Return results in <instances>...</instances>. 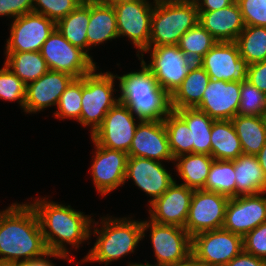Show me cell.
I'll list each match as a JSON object with an SVG mask.
<instances>
[{
	"label": "cell",
	"mask_w": 266,
	"mask_h": 266,
	"mask_svg": "<svg viewBox=\"0 0 266 266\" xmlns=\"http://www.w3.org/2000/svg\"><path fill=\"white\" fill-rule=\"evenodd\" d=\"M154 4L149 0H131L113 5L118 36L131 40L138 57L149 47Z\"/></svg>",
	"instance_id": "8fae6325"
},
{
	"label": "cell",
	"mask_w": 266,
	"mask_h": 266,
	"mask_svg": "<svg viewBox=\"0 0 266 266\" xmlns=\"http://www.w3.org/2000/svg\"><path fill=\"white\" fill-rule=\"evenodd\" d=\"M149 51L151 61L147 64L144 61V53ZM138 58L169 96L181 85L195 64L178 45L149 46Z\"/></svg>",
	"instance_id": "52a82bcc"
},
{
	"label": "cell",
	"mask_w": 266,
	"mask_h": 266,
	"mask_svg": "<svg viewBox=\"0 0 266 266\" xmlns=\"http://www.w3.org/2000/svg\"><path fill=\"white\" fill-rule=\"evenodd\" d=\"M101 3H105V4H110V5H114L118 2H122V1H131V0H98Z\"/></svg>",
	"instance_id": "816d5d0a"
},
{
	"label": "cell",
	"mask_w": 266,
	"mask_h": 266,
	"mask_svg": "<svg viewBox=\"0 0 266 266\" xmlns=\"http://www.w3.org/2000/svg\"><path fill=\"white\" fill-rule=\"evenodd\" d=\"M34 0H0V16L13 20L26 13L33 12Z\"/></svg>",
	"instance_id": "7bdbcfd3"
},
{
	"label": "cell",
	"mask_w": 266,
	"mask_h": 266,
	"mask_svg": "<svg viewBox=\"0 0 266 266\" xmlns=\"http://www.w3.org/2000/svg\"><path fill=\"white\" fill-rule=\"evenodd\" d=\"M236 43L248 64L266 60V27L245 26Z\"/></svg>",
	"instance_id": "d6a6232c"
},
{
	"label": "cell",
	"mask_w": 266,
	"mask_h": 266,
	"mask_svg": "<svg viewBox=\"0 0 266 266\" xmlns=\"http://www.w3.org/2000/svg\"><path fill=\"white\" fill-rule=\"evenodd\" d=\"M213 157L207 154L190 153L174 159L176 172L185 185L191 189H203L207 180Z\"/></svg>",
	"instance_id": "f1b7e54d"
},
{
	"label": "cell",
	"mask_w": 266,
	"mask_h": 266,
	"mask_svg": "<svg viewBox=\"0 0 266 266\" xmlns=\"http://www.w3.org/2000/svg\"><path fill=\"white\" fill-rule=\"evenodd\" d=\"M198 63L210 79L239 83L247 80L249 64L240 56L236 42H217Z\"/></svg>",
	"instance_id": "9a60e30c"
},
{
	"label": "cell",
	"mask_w": 266,
	"mask_h": 266,
	"mask_svg": "<svg viewBox=\"0 0 266 266\" xmlns=\"http://www.w3.org/2000/svg\"><path fill=\"white\" fill-rule=\"evenodd\" d=\"M95 153L90 167L96 191L102 197L125 184L128 154L124 151L93 144Z\"/></svg>",
	"instance_id": "2e32d148"
},
{
	"label": "cell",
	"mask_w": 266,
	"mask_h": 266,
	"mask_svg": "<svg viewBox=\"0 0 266 266\" xmlns=\"http://www.w3.org/2000/svg\"><path fill=\"white\" fill-rule=\"evenodd\" d=\"M264 222H266V192L230 198L222 228L244 237Z\"/></svg>",
	"instance_id": "e0dca14e"
},
{
	"label": "cell",
	"mask_w": 266,
	"mask_h": 266,
	"mask_svg": "<svg viewBox=\"0 0 266 266\" xmlns=\"http://www.w3.org/2000/svg\"><path fill=\"white\" fill-rule=\"evenodd\" d=\"M56 28V23L46 16L30 12L15 18L10 25V35L5 52H37Z\"/></svg>",
	"instance_id": "5bb4252c"
},
{
	"label": "cell",
	"mask_w": 266,
	"mask_h": 266,
	"mask_svg": "<svg viewBox=\"0 0 266 266\" xmlns=\"http://www.w3.org/2000/svg\"><path fill=\"white\" fill-rule=\"evenodd\" d=\"M140 122L126 105L118 102L91 134L92 143L128 153Z\"/></svg>",
	"instance_id": "7c38bea8"
},
{
	"label": "cell",
	"mask_w": 266,
	"mask_h": 266,
	"mask_svg": "<svg viewBox=\"0 0 266 266\" xmlns=\"http://www.w3.org/2000/svg\"><path fill=\"white\" fill-rule=\"evenodd\" d=\"M159 1H165V0H153V2H159Z\"/></svg>",
	"instance_id": "9f6ffc18"
},
{
	"label": "cell",
	"mask_w": 266,
	"mask_h": 266,
	"mask_svg": "<svg viewBox=\"0 0 266 266\" xmlns=\"http://www.w3.org/2000/svg\"><path fill=\"white\" fill-rule=\"evenodd\" d=\"M48 253L36 211L26 202L0 211V264L19 265Z\"/></svg>",
	"instance_id": "6da1fadb"
},
{
	"label": "cell",
	"mask_w": 266,
	"mask_h": 266,
	"mask_svg": "<svg viewBox=\"0 0 266 266\" xmlns=\"http://www.w3.org/2000/svg\"><path fill=\"white\" fill-rule=\"evenodd\" d=\"M74 79L70 74L48 70L37 80L26 85L24 112L35 114L57 106L61 94Z\"/></svg>",
	"instance_id": "7402d4cb"
},
{
	"label": "cell",
	"mask_w": 266,
	"mask_h": 266,
	"mask_svg": "<svg viewBox=\"0 0 266 266\" xmlns=\"http://www.w3.org/2000/svg\"><path fill=\"white\" fill-rule=\"evenodd\" d=\"M224 266H266V260L244 250Z\"/></svg>",
	"instance_id": "f6af8a7d"
},
{
	"label": "cell",
	"mask_w": 266,
	"mask_h": 266,
	"mask_svg": "<svg viewBox=\"0 0 266 266\" xmlns=\"http://www.w3.org/2000/svg\"><path fill=\"white\" fill-rule=\"evenodd\" d=\"M81 3L80 0H34L33 12L42 14L57 23Z\"/></svg>",
	"instance_id": "ab89813d"
},
{
	"label": "cell",
	"mask_w": 266,
	"mask_h": 266,
	"mask_svg": "<svg viewBox=\"0 0 266 266\" xmlns=\"http://www.w3.org/2000/svg\"><path fill=\"white\" fill-rule=\"evenodd\" d=\"M177 2L198 6L202 0H176Z\"/></svg>",
	"instance_id": "f907efd6"
},
{
	"label": "cell",
	"mask_w": 266,
	"mask_h": 266,
	"mask_svg": "<svg viewBox=\"0 0 266 266\" xmlns=\"http://www.w3.org/2000/svg\"><path fill=\"white\" fill-rule=\"evenodd\" d=\"M49 70L64 72L74 78L91 73L96 62L82 49L70 44L57 28L49 35L40 49Z\"/></svg>",
	"instance_id": "30bf717a"
},
{
	"label": "cell",
	"mask_w": 266,
	"mask_h": 266,
	"mask_svg": "<svg viewBox=\"0 0 266 266\" xmlns=\"http://www.w3.org/2000/svg\"><path fill=\"white\" fill-rule=\"evenodd\" d=\"M243 154L257 155L266 143V116L236 115L231 119Z\"/></svg>",
	"instance_id": "4316f807"
},
{
	"label": "cell",
	"mask_w": 266,
	"mask_h": 266,
	"mask_svg": "<svg viewBox=\"0 0 266 266\" xmlns=\"http://www.w3.org/2000/svg\"><path fill=\"white\" fill-rule=\"evenodd\" d=\"M243 250V237L223 228L192 237L191 255L200 266H224Z\"/></svg>",
	"instance_id": "9c48e42d"
},
{
	"label": "cell",
	"mask_w": 266,
	"mask_h": 266,
	"mask_svg": "<svg viewBox=\"0 0 266 266\" xmlns=\"http://www.w3.org/2000/svg\"><path fill=\"white\" fill-rule=\"evenodd\" d=\"M5 64L26 85L37 80L48 70L45 59L37 52H4Z\"/></svg>",
	"instance_id": "1f68e13d"
},
{
	"label": "cell",
	"mask_w": 266,
	"mask_h": 266,
	"mask_svg": "<svg viewBox=\"0 0 266 266\" xmlns=\"http://www.w3.org/2000/svg\"><path fill=\"white\" fill-rule=\"evenodd\" d=\"M164 266H200V265L195 260V258L191 255L184 261H181V262H178V263L169 264V265H164Z\"/></svg>",
	"instance_id": "681fc988"
},
{
	"label": "cell",
	"mask_w": 266,
	"mask_h": 266,
	"mask_svg": "<svg viewBox=\"0 0 266 266\" xmlns=\"http://www.w3.org/2000/svg\"><path fill=\"white\" fill-rule=\"evenodd\" d=\"M26 84L4 63L0 69V99L17 101L24 111Z\"/></svg>",
	"instance_id": "f35d334b"
},
{
	"label": "cell",
	"mask_w": 266,
	"mask_h": 266,
	"mask_svg": "<svg viewBox=\"0 0 266 266\" xmlns=\"http://www.w3.org/2000/svg\"><path fill=\"white\" fill-rule=\"evenodd\" d=\"M210 140L211 156L214 160H235L243 154L231 120H214Z\"/></svg>",
	"instance_id": "83f0119b"
},
{
	"label": "cell",
	"mask_w": 266,
	"mask_h": 266,
	"mask_svg": "<svg viewBox=\"0 0 266 266\" xmlns=\"http://www.w3.org/2000/svg\"><path fill=\"white\" fill-rule=\"evenodd\" d=\"M236 0H202L198 11H215L233 4Z\"/></svg>",
	"instance_id": "7dc6e473"
},
{
	"label": "cell",
	"mask_w": 266,
	"mask_h": 266,
	"mask_svg": "<svg viewBox=\"0 0 266 266\" xmlns=\"http://www.w3.org/2000/svg\"><path fill=\"white\" fill-rule=\"evenodd\" d=\"M128 266H155L154 264H149L148 262H146L145 264H143V263H131L130 262V264H128Z\"/></svg>",
	"instance_id": "f5cc1de1"
},
{
	"label": "cell",
	"mask_w": 266,
	"mask_h": 266,
	"mask_svg": "<svg viewBox=\"0 0 266 266\" xmlns=\"http://www.w3.org/2000/svg\"><path fill=\"white\" fill-rule=\"evenodd\" d=\"M131 219L130 217L112 218L107 215L100 219V225H98L99 221L93 220L90 234L97 236V240L81 263L98 262L106 266L114 260L135 252L139 241L143 239L142 220ZM96 226H100V229Z\"/></svg>",
	"instance_id": "277c9868"
},
{
	"label": "cell",
	"mask_w": 266,
	"mask_h": 266,
	"mask_svg": "<svg viewBox=\"0 0 266 266\" xmlns=\"http://www.w3.org/2000/svg\"><path fill=\"white\" fill-rule=\"evenodd\" d=\"M82 77V100L79 124L91 127V134L102 124L107 112L118 102L114 95L115 74L112 72H97ZM97 72V73H96Z\"/></svg>",
	"instance_id": "8992f818"
},
{
	"label": "cell",
	"mask_w": 266,
	"mask_h": 266,
	"mask_svg": "<svg viewBox=\"0 0 266 266\" xmlns=\"http://www.w3.org/2000/svg\"><path fill=\"white\" fill-rule=\"evenodd\" d=\"M81 100L82 78H74L59 98L57 111L53 113L55 118H70L78 122L81 115Z\"/></svg>",
	"instance_id": "8d00e7d4"
},
{
	"label": "cell",
	"mask_w": 266,
	"mask_h": 266,
	"mask_svg": "<svg viewBox=\"0 0 266 266\" xmlns=\"http://www.w3.org/2000/svg\"><path fill=\"white\" fill-rule=\"evenodd\" d=\"M191 130L193 153L211 156V131L214 120L198 108L172 109Z\"/></svg>",
	"instance_id": "f546056e"
},
{
	"label": "cell",
	"mask_w": 266,
	"mask_h": 266,
	"mask_svg": "<svg viewBox=\"0 0 266 266\" xmlns=\"http://www.w3.org/2000/svg\"><path fill=\"white\" fill-rule=\"evenodd\" d=\"M87 54L94 46L119 38L116 22V13L113 5L99 1L90 2V20L87 27Z\"/></svg>",
	"instance_id": "cb8c5ba5"
},
{
	"label": "cell",
	"mask_w": 266,
	"mask_h": 266,
	"mask_svg": "<svg viewBox=\"0 0 266 266\" xmlns=\"http://www.w3.org/2000/svg\"><path fill=\"white\" fill-rule=\"evenodd\" d=\"M245 26L266 27V0H236Z\"/></svg>",
	"instance_id": "60d3db41"
},
{
	"label": "cell",
	"mask_w": 266,
	"mask_h": 266,
	"mask_svg": "<svg viewBox=\"0 0 266 266\" xmlns=\"http://www.w3.org/2000/svg\"><path fill=\"white\" fill-rule=\"evenodd\" d=\"M235 170L233 160H213L203 190L235 197Z\"/></svg>",
	"instance_id": "836d02e7"
},
{
	"label": "cell",
	"mask_w": 266,
	"mask_h": 266,
	"mask_svg": "<svg viewBox=\"0 0 266 266\" xmlns=\"http://www.w3.org/2000/svg\"><path fill=\"white\" fill-rule=\"evenodd\" d=\"M241 83L210 79L197 107L213 120H231L237 115Z\"/></svg>",
	"instance_id": "44dd1931"
},
{
	"label": "cell",
	"mask_w": 266,
	"mask_h": 266,
	"mask_svg": "<svg viewBox=\"0 0 266 266\" xmlns=\"http://www.w3.org/2000/svg\"><path fill=\"white\" fill-rule=\"evenodd\" d=\"M244 251L266 260V222L243 237Z\"/></svg>",
	"instance_id": "b9f144b4"
},
{
	"label": "cell",
	"mask_w": 266,
	"mask_h": 266,
	"mask_svg": "<svg viewBox=\"0 0 266 266\" xmlns=\"http://www.w3.org/2000/svg\"><path fill=\"white\" fill-rule=\"evenodd\" d=\"M0 266H17V265L0 264Z\"/></svg>",
	"instance_id": "11a10c76"
},
{
	"label": "cell",
	"mask_w": 266,
	"mask_h": 266,
	"mask_svg": "<svg viewBox=\"0 0 266 266\" xmlns=\"http://www.w3.org/2000/svg\"><path fill=\"white\" fill-rule=\"evenodd\" d=\"M199 23L197 6L176 0L155 2L149 46L178 45L182 35Z\"/></svg>",
	"instance_id": "5b68a950"
},
{
	"label": "cell",
	"mask_w": 266,
	"mask_h": 266,
	"mask_svg": "<svg viewBox=\"0 0 266 266\" xmlns=\"http://www.w3.org/2000/svg\"><path fill=\"white\" fill-rule=\"evenodd\" d=\"M127 154L128 157H143L174 163L164 121H141Z\"/></svg>",
	"instance_id": "ffe728a7"
},
{
	"label": "cell",
	"mask_w": 266,
	"mask_h": 266,
	"mask_svg": "<svg viewBox=\"0 0 266 266\" xmlns=\"http://www.w3.org/2000/svg\"><path fill=\"white\" fill-rule=\"evenodd\" d=\"M258 162L260 163V167L263 169L266 175V143L261 148L260 152L256 155Z\"/></svg>",
	"instance_id": "c3c4849f"
},
{
	"label": "cell",
	"mask_w": 266,
	"mask_h": 266,
	"mask_svg": "<svg viewBox=\"0 0 266 266\" xmlns=\"http://www.w3.org/2000/svg\"><path fill=\"white\" fill-rule=\"evenodd\" d=\"M150 229V241L157 260L155 266H164L186 260L192 254V237L180 226L142 220L143 238Z\"/></svg>",
	"instance_id": "ba28073f"
},
{
	"label": "cell",
	"mask_w": 266,
	"mask_h": 266,
	"mask_svg": "<svg viewBox=\"0 0 266 266\" xmlns=\"http://www.w3.org/2000/svg\"><path fill=\"white\" fill-rule=\"evenodd\" d=\"M30 205L37 213L48 252L61 253L73 260L66 246L68 244L78 249L90 239L92 216L85 215L70 205L49 201L46 197L36 198Z\"/></svg>",
	"instance_id": "7a4b0ae2"
},
{
	"label": "cell",
	"mask_w": 266,
	"mask_h": 266,
	"mask_svg": "<svg viewBox=\"0 0 266 266\" xmlns=\"http://www.w3.org/2000/svg\"><path fill=\"white\" fill-rule=\"evenodd\" d=\"M163 121L173 158L193 153L191 130L186 122L173 110Z\"/></svg>",
	"instance_id": "e575fe53"
},
{
	"label": "cell",
	"mask_w": 266,
	"mask_h": 266,
	"mask_svg": "<svg viewBox=\"0 0 266 266\" xmlns=\"http://www.w3.org/2000/svg\"><path fill=\"white\" fill-rule=\"evenodd\" d=\"M80 1H82V2H93V1H98V0H80Z\"/></svg>",
	"instance_id": "db71d44e"
},
{
	"label": "cell",
	"mask_w": 266,
	"mask_h": 266,
	"mask_svg": "<svg viewBox=\"0 0 266 266\" xmlns=\"http://www.w3.org/2000/svg\"><path fill=\"white\" fill-rule=\"evenodd\" d=\"M229 199V197L216 192L203 189L194 190L184 229L193 237L204 231L222 228Z\"/></svg>",
	"instance_id": "4fadbf2b"
},
{
	"label": "cell",
	"mask_w": 266,
	"mask_h": 266,
	"mask_svg": "<svg viewBox=\"0 0 266 266\" xmlns=\"http://www.w3.org/2000/svg\"><path fill=\"white\" fill-rule=\"evenodd\" d=\"M133 180L135 186L151 198L150 205L175 181L163 162L143 157H128L125 179Z\"/></svg>",
	"instance_id": "ac0fdd59"
},
{
	"label": "cell",
	"mask_w": 266,
	"mask_h": 266,
	"mask_svg": "<svg viewBox=\"0 0 266 266\" xmlns=\"http://www.w3.org/2000/svg\"><path fill=\"white\" fill-rule=\"evenodd\" d=\"M199 23L218 42H236L245 28L237 1L219 10L199 11Z\"/></svg>",
	"instance_id": "603a6c76"
},
{
	"label": "cell",
	"mask_w": 266,
	"mask_h": 266,
	"mask_svg": "<svg viewBox=\"0 0 266 266\" xmlns=\"http://www.w3.org/2000/svg\"><path fill=\"white\" fill-rule=\"evenodd\" d=\"M235 170V197L266 192V175L256 155L242 154L233 160Z\"/></svg>",
	"instance_id": "d4e9b609"
},
{
	"label": "cell",
	"mask_w": 266,
	"mask_h": 266,
	"mask_svg": "<svg viewBox=\"0 0 266 266\" xmlns=\"http://www.w3.org/2000/svg\"><path fill=\"white\" fill-rule=\"evenodd\" d=\"M90 20V2H82L76 9L56 23V28L73 46L87 53V27Z\"/></svg>",
	"instance_id": "4dcf8cb0"
},
{
	"label": "cell",
	"mask_w": 266,
	"mask_h": 266,
	"mask_svg": "<svg viewBox=\"0 0 266 266\" xmlns=\"http://www.w3.org/2000/svg\"><path fill=\"white\" fill-rule=\"evenodd\" d=\"M194 189L185 185L173 184L149 205V219L159 224L183 227L186 224Z\"/></svg>",
	"instance_id": "d6986e66"
},
{
	"label": "cell",
	"mask_w": 266,
	"mask_h": 266,
	"mask_svg": "<svg viewBox=\"0 0 266 266\" xmlns=\"http://www.w3.org/2000/svg\"><path fill=\"white\" fill-rule=\"evenodd\" d=\"M50 257L57 258V259H63V260L66 259L70 263H72L73 261L70 258H68L66 255H63L61 253L48 252L41 258L34 259L30 262L22 263L17 266H56L55 264L52 263L51 259L49 260Z\"/></svg>",
	"instance_id": "bcb514c9"
},
{
	"label": "cell",
	"mask_w": 266,
	"mask_h": 266,
	"mask_svg": "<svg viewBox=\"0 0 266 266\" xmlns=\"http://www.w3.org/2000/svg\"><path fill=\"white\" fill-rule=\"evenodd\" d=\"M139 71L129 72L119 80L120 103L126 105L140 121L164 120L172 111L170 96L158 85L150 70L140 62Z\"/></svg>",
	"instance_id": "3957f363"
},
{
	"label": "cell",
	"mask_w": 266,
	"mask_h": 266,
	"mask_svg": "<svg viewBox=\"0 0 266 266\" xmlns=\"http://www.w3.org/2000/svg\"><path fill=\"white\" fill-rule=\"evenodd\" d=\"M247 80L266 94V60L248 65Z\"/></svg>",
	"instance_id": "ee69618b"
},
{
	"label": "cell",
	"mask_w": 266,
	"mask_h": 266,
	"mask_svg": "<svg viewBox=\"0 0 266 266\" xmlns=\"http://www.w3.org/2000/svg\"><path fill=\"white\" fill-rule=\"evenodd\" d=\"M238 115L266 116V94L248 80L241 82Z\"/></svg>",
	"instance_id": "74e56055"
},
{
	"label": "cell",
	"mask_w": 266,
	"mask_h": 266,
	"mask_svg": "<svg viewBox=\"0 0 266 266\" xmlns=\"http://www.w3.org/2000/svg\"><path fill=\"white\" fill-rule=\"evenodd\" d=\"M217 42L218 41L198 23L182 35L178 46L186 56L195 63H198Z\"/></svg>",
	"instance_id": "d590c367"
},
{
	"label": "cell",
	"mask_w": 266,
	"mask_h": 266,
	"mask_svg": "<svg viewBox=\"0 0 266 266\" xmlns=\"http://www.w3.org/2000/svg\"><path fill=\"white\" fill-rule=\"evenodd\" d=\"M209 81L210 77L205 69L195 63L181 85L170 96L171 109L197 108Z\"/></svg>",
	"instance_id": "484cf974"
}]
</instances>
